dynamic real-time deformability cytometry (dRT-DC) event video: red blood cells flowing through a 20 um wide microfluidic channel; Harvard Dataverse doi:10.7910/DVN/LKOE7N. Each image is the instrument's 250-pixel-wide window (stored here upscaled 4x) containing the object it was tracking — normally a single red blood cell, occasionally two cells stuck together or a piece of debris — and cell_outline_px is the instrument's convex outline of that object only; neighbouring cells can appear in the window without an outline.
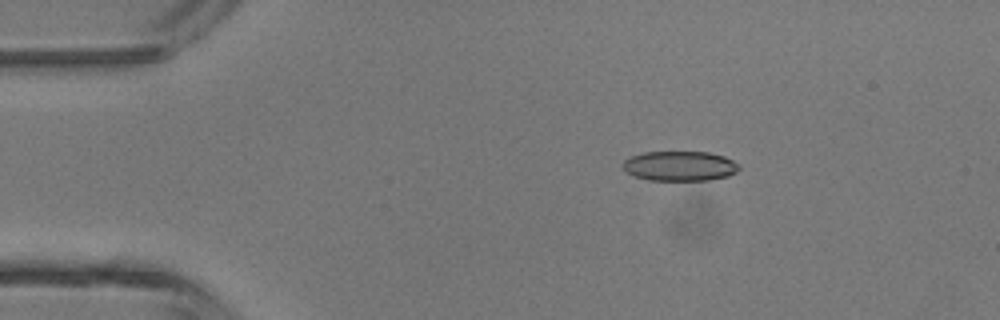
{"species": "common noctule bat (a hibernating species)", "species_latin": "Nyctalus noctula", "temperature_condition": "room temperature", "stored_images_in_passage": 4, "camera_frame_rate_fps": 3000, "um_per_image_px": 0.085, "animal": {"sex": "male", "body_mass_g": 13.3}, "frame": {"image": 1, "passage_image": 1, "time_ms": 0.0, "image_size_px": [1000, 320], "cell_outline_px": [[740, 168], [736, 172], [728, 176], [708, 180], [648, 180], [632, 176], [624, 172], [620, 164], [628, 156], [644, 152], [708, 152], [724, 156], [740, 164]], "centroid_in_image_um": [57.72, 14.11], "position_along_channel_um": 27.3, "area_um2": 20.58}}
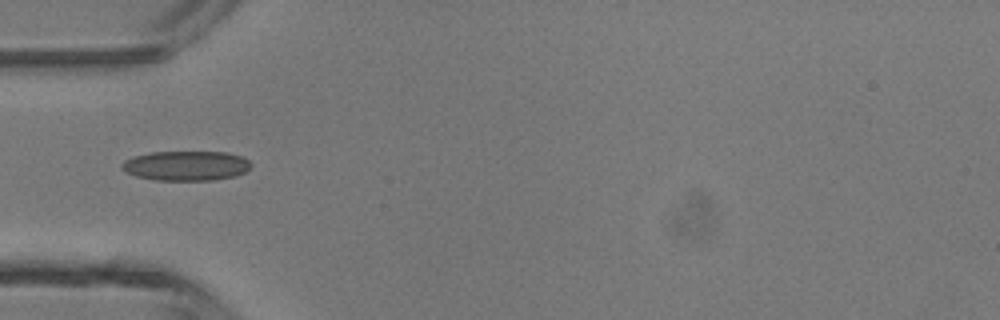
{"frame": {"image": 2, "passage_image": 3, "time_ms": 0.667, "image_size_px": [1000, 320], "cell_outline_px": [[252, 164], [244, 172], [236, 176], [212, 180], [156, 180], [136, 176], [120, 168], [120, 164], [124, 160], [132, 156], [152, 152], [224, 152], [240, 156], [248, 160]], "centroid_in_image_um": [15.78, 14.08], "position_along_channel_um": 69.2, "area_um2": 22.31}}
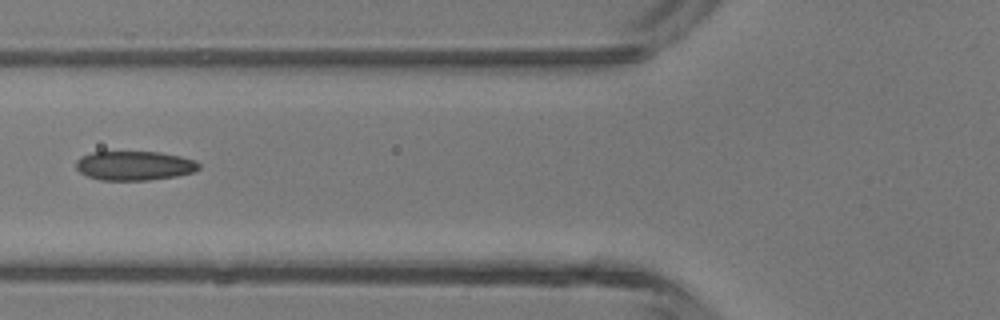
{"frame": {"image": 3, "passage_image": 4, "time_ms": 1.0, "image_size_px": [1000, 320], "cell_outline_px": [[200, 168], [196, 172], [176, 176], [148, 180], [100, 180], [88, 176], [80, 172], [76, 168], [76, 160], [80, 156], [92, 152], [160, 152], [180, 156], [196, 160], [200, 164]], "centroid_in_image_um": [11.45, 14.08], "position_along_channel_um": 114.4, "area_um2": 21.1}}